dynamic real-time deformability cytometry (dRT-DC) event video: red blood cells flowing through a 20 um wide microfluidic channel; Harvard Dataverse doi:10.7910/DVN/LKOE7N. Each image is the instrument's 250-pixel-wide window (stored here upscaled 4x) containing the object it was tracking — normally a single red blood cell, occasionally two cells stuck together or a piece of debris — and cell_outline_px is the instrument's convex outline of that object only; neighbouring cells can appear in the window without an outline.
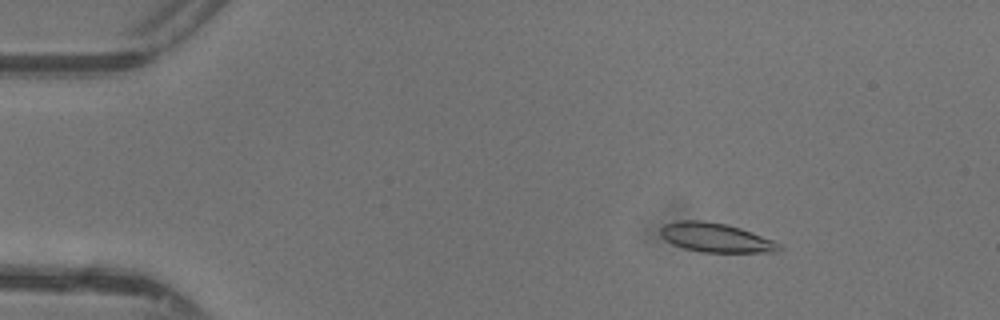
{"species": "common noctule bat (a hibernating species)", "species_latin": "Nyctalus noctula", "temperature_condition": "warm", "stored_images_in_passage": 48, "camera_frame_rate_fps": 3000, "um_per_image_px": 0.085, "animal": {"sex": "female"}, "frame": {"image": 1, "passage_image": 8, "time_ms": 2.333, "image_size_px": [1000, 320], "cell_outline_px": [[784, 248], [776, 252], [700, 252], [684, 248], [672, 244], [664, 240], [660, 236], [660, 228], [664, 224], [676, 220], [704, 220], [728, 224], [740, 228], [772, 240], [780, 244]], "centroid_in_image_um": [60.79, 20.19], "position_along_channel_um": 24.2, "area_um2": 20.35}}
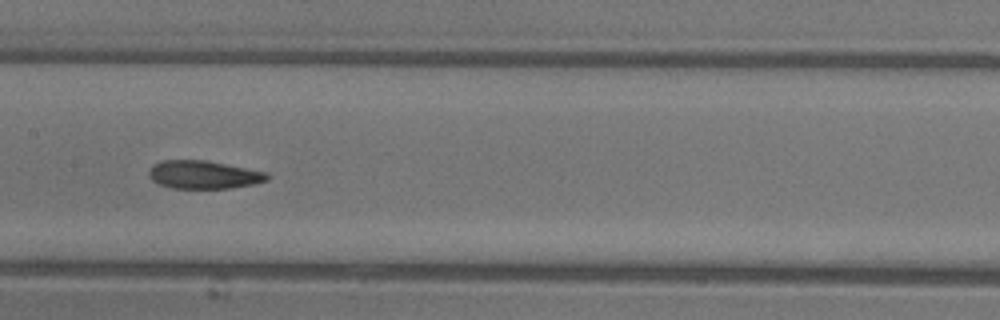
{"frame": {"image": 2, "passage_image": 25, "time_ms": 8.0, "image_size_px": [1000, 320], "cell_outline_px": [[272, 176], [268, 180], [256, 184], [232, 188], [172, 188], [156, 184], [148, 176], [148, 172], [152, 164], [160, 160], [204, 160], [268, 172]], "centroid_in_image_um": [17.31, 14.85], "position_along_channel_um": 190.1, "area_um2": 19.71}}
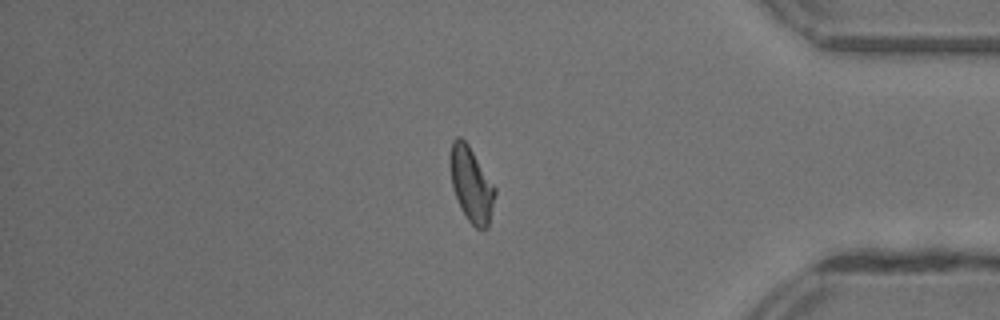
{"frame": {"image": 3, "passage_image": 41, "time_ms": 13.333, "image_size_px": [1000, 320], "cell_outline_px": [[496, 196], [488, 228], [480, 232], [468, 220], [460, 208], [452, 184], [448, 160], [448, 156], [452, 140], [456, 136], [460, 136], [468, 144], [496, 188]], "centroid_in_image_um": [40.05, 15.68], "position_along_channel_um": 395.1, "area_um2": 19.94}, "authors_computed_cell_mechanics": {"area_um2": 19.8254, "velocity_mm_per_s": 4.3817, "shape_relaxation_time_tau1_ms": 4.4827, "shape_relaxation_time_tau2_ms": 2.3604, "deformation_change_tau1": 0.1639, "deformation_change_tau2": 0.0934}}